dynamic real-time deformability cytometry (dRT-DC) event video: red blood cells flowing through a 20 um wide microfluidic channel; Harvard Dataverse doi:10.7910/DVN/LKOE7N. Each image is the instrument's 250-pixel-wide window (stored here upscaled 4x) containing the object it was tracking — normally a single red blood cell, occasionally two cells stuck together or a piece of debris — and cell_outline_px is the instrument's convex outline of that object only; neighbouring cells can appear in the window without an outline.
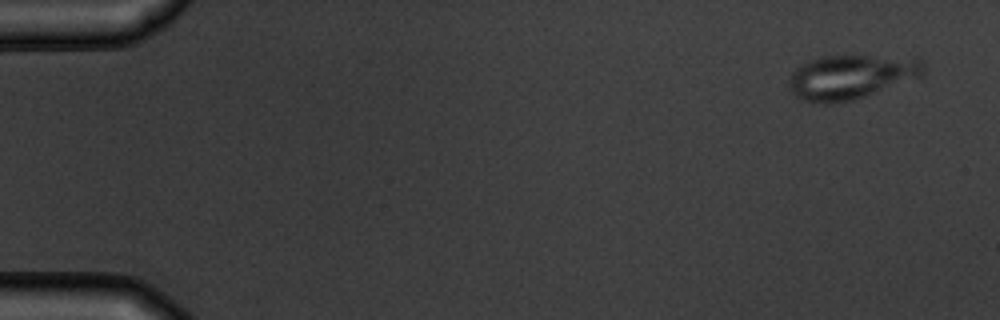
{"species": "common noctule bat (a hibernating species)", "species_latin": "Nyctalus noctula", "temperature_condition": "warm", "stored_images_in_passage": 6, "camera_frame_rate_fps": 3000, "um_per_image_px": 0.085, "animal": {"sex": "male", "body_mass_g": 19.5, "forearm_length_mm": 54.6}, "frame": {"image": 1, "passage_image": 1, "time_ms": 0.0, "image_size_px": [1000, 320], "cell_outline_px": [[924, 72], [920, 76], [852, 100], [828, 104], [824, 104], [804, 100], [796, 96], [788, 88], [788, 80], [792, 72], [796, 68], [808, 60], [824, 56], [916, 56], [924, 60]], "centroid_in_image_um": [72.33, 6.51], "position_along_channel_um": 12.7, "area_um2": 34.74}}